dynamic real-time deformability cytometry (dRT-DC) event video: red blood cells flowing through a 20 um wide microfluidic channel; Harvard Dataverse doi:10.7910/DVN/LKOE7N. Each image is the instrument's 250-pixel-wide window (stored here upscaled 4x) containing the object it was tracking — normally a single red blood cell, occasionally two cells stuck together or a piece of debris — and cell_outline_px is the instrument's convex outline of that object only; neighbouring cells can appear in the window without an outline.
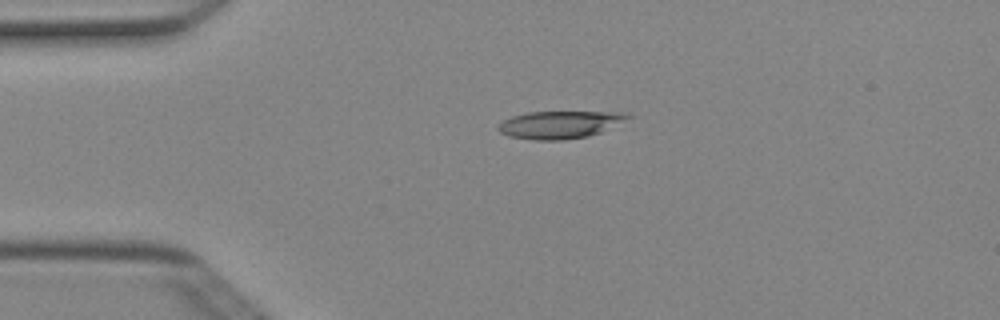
{"species": "Egyptian fruit bat (a non-hibernating species)", "species_latin": "Rousettus aegyptiacus", "temperature_condition": "cold", "stored_images_in_passage": 4, "camera_frame_rate_fps": 3000, "um_per_image_px": 0.085, "animal": {"sex": "female"}, "frame": {"image": 1, "passage_image": 3, "time_ms": 0.667, "image_size_px": [1000, 320], "cell_outline_px": [[636, 116], [600, 132], [588, 136], [564, 140], [536, 140], [508, 136], [500, 132], [496, 128], [496, 124], [512, 116], [528, 112], [620, 112]], "centroid_in_image_um": [47.57, 10.59], "position_along_channel_um": 37.4, "area_um2": 20.87}}